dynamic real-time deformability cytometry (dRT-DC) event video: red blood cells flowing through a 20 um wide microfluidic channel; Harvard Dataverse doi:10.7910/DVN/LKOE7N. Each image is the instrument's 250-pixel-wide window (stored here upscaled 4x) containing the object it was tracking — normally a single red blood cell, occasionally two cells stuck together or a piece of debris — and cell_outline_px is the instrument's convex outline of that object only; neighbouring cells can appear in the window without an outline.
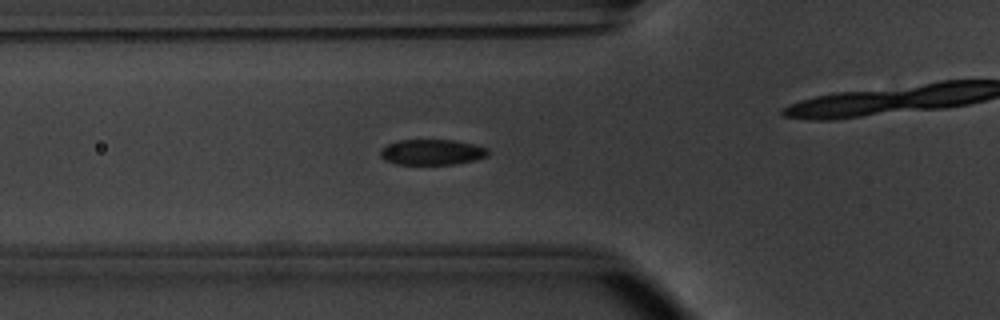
{"species": "common noctule bat (a hibernating species)", "species_latin": "Nyctalus noctula", "temperature_condition": "warm", "stored_images_in_passage": 42, "camera_frame_rate_fps": 3000, "um_per_image_px": 0.085, "animal": {"sex": "male", "body_mass_g": 20.1, "forearm_length_mm": 53.5}, "frame": {"image": 1, "passage_image": 7, "time_ms": 2.0, "image_size_px": [1000, 320], "cell_outline_px": [[492, 152], [488, 156], [476, 160], [456, 164], [396, 164], [384, 160], [380, 156], [380, 148], [396, 140], [452, 140], [472, 144], [488, 148]], "centroid_in_image_um": [36.73, 12.93], "position_along_channel_um": 89.1, "area_um2": 16.24}}
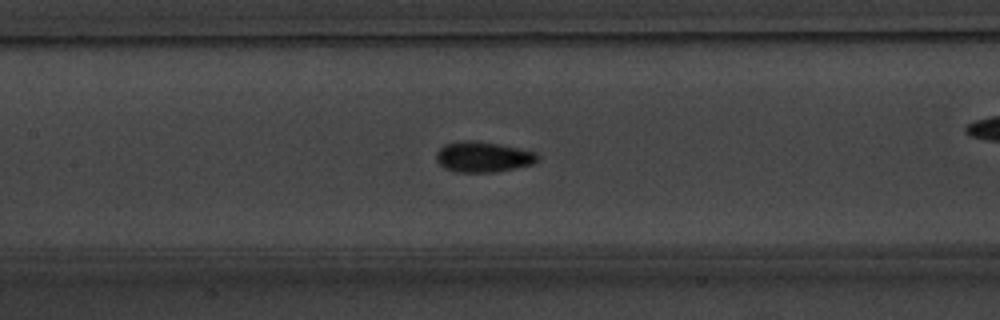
{"frame": {"image": 2, "passage_image": 13, "time_ms": 4.0, "image_size_px": [1000, 320], "cell_outline_px": [[540, 156], [532, 164], [496, 172], [456, 172], [444, 168], [436, 160], [436, 152], [444, 144], [464, 140], [472, 140], [496, 144], [536, 152]], "centroid_in_image_um": [41.02, 13.34], "position_along_channel_um": 166.4, "area_um2": 17.86}, "authors_computed_cell_mechanics": {"area_um2": 16.8487, "velocity_mm_per_s": 3.8171, "shape_relaxation_time_tau1_ms": 2.0057, "shape_relaxation_time_tau2_ms": 0.9638, "deformation_change_tau1": 0.1054, "deformation_change_tau2": 0.0545}}